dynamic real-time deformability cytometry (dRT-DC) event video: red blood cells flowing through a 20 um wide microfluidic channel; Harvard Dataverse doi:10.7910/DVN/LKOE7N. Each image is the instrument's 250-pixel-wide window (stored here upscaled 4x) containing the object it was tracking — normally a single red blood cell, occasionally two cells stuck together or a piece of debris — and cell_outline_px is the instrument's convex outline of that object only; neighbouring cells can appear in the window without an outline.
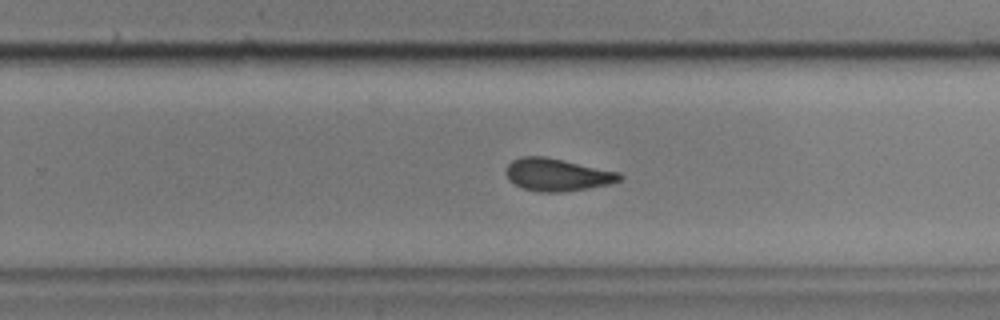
{"species": "common noctule bat (a hibernating species)", "species_latin": "Nyctalus noctula", "temperature_condition": "cold", "stored_images_in_passage": 31, "camera_frame_rate_fps": 3000, "um_per_image_px": 0.085, "animal": {"sex": "male", "body_mass_g": 17.9, "forearm_length_mm": 54.2}, "frame": {"image": 1, "passage_image": 18, "time_ms": 5.667, "image_size_px": [1000, 320], "cell_outline_px": [[624, 176], [620, 180], [608, 184], [588, 188], [560, 192], [536, 192], [524, 188], [508, 180], [504, 172], [504, 168], [512, 160], [520, 156], [544, 156], [564, 160], [620, 172]], "centroid_in_image_um": [47.32, 14.84], "position_along_channel_um": 282.5, "area_um2": 21.68}}
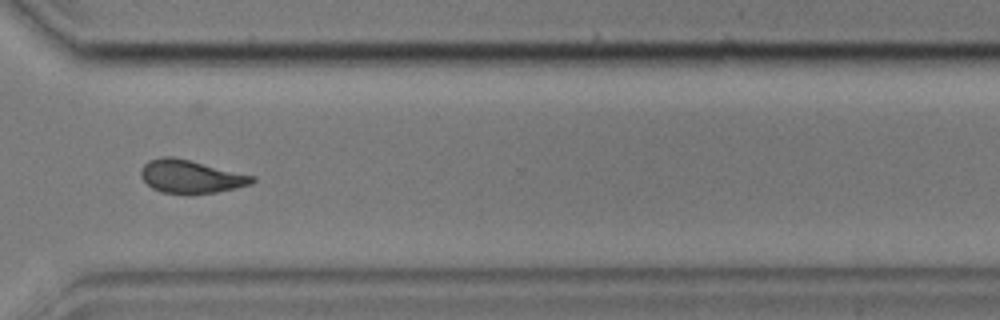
{"frame": {"image": 2, "passage_image": 24, "time_ms": 7.667, "image_size_px": [1000, 320], "cell_outline_px": [[256, 180], [252, 184], [236, 188], [216, 192], [188, 196], [160, 192], [152, 188], [140, 176], [140, 172], [144, 164], [148, 160], [160, 156], [172, 156], [256, 176]], "centroid_in_image_um": [16.21, 15.03], "position_along_channel_um": 354.4, "area_um2": 21.96}}
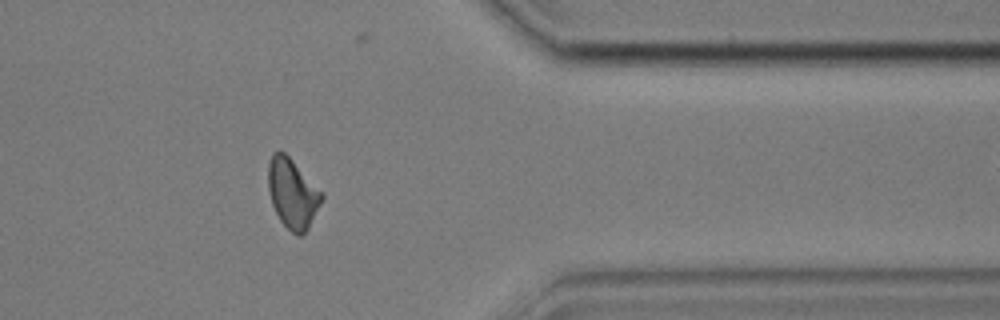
{"frame": {"image": 3, "passage_image": 28, "time_ms": 9.0, "image_size_px": [1000, 320], "cell_outline_px": [[324, 196], [308, 228], [300, 236], [296, 236], [280, 220], [272, 204], [268, 188], [268, 164], [272, 152], [284, 152], [324, 192]], "centroid_in_image_um": [24.87, 16.43], "position_along_channel_um": 386.5, "area_um2": 21.56}}